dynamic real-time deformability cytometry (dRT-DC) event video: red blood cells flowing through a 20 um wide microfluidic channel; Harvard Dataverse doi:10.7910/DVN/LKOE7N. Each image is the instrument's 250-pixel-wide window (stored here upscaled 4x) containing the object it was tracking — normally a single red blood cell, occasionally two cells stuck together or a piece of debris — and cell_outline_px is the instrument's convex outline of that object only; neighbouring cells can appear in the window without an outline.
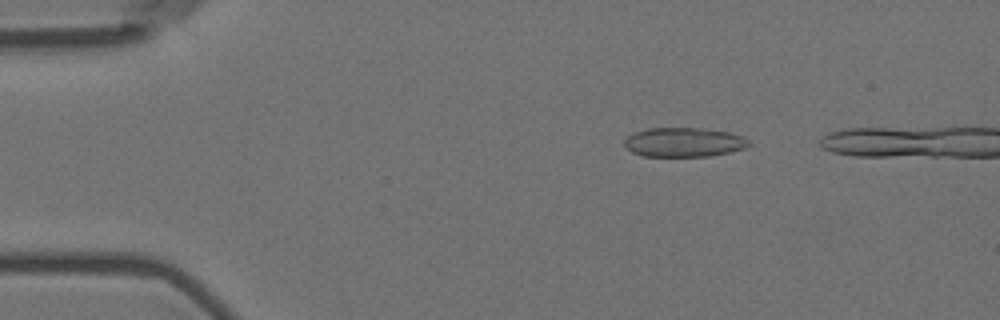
{"species": "Egyptian fruit bat (a non-hibernating species)", "species_latin": "Rousettus aegyptiacus", "temperature_condition": "room temperature", "stored_images_in_passage": 42, "camera_frame_rate_fps": 3000, "um_per_image_px": 0.085, "animal": {"sex": "female"}, "frame": {"image": 1, "passage_image": 1, "time_ms": 0.0, "image_size_px": [1000, 320], "cell_outline_px": [[752, 144], [744, 148], [728, 152], [708, 156], [640, 156], [624, 148], [624, 140], [628, 136], [636, 132], [648, 128], [700, 128], [732, 132], [748, 140]], "centroid_in_image_um": [58.1, 12.09], "position_along_channel_um": 26.9, "area_um2": 21.27}}
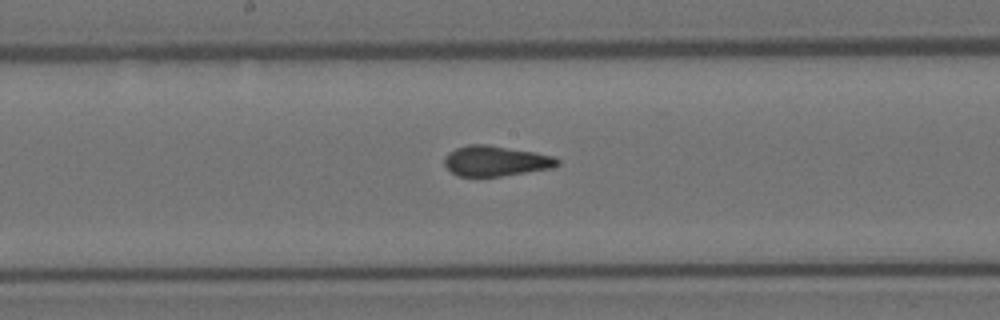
{"frame": {"image": 2, "passage_image": 21, "time_ms": 6.667, "image_size_px": [1000, 320], "cell_outline_px": [[560, 164], [552, 168], [500, 176], [456, 176], [444, 164], [444, 156], [448, 152], [456, 148], [468, 144], [488, 144], [536, 152], [556, 156], [560, 160]], "centroid_in_image_um": [42.15, 13.67], "position_along_channel_um": 206.1, "area_um2": 20.17}}
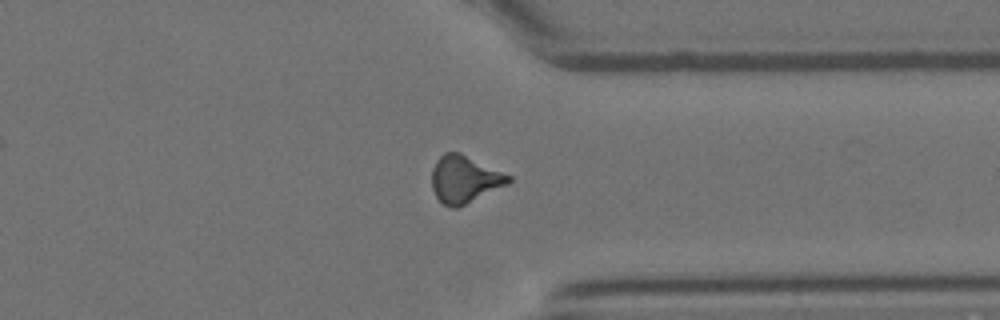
{"frame": {"image": 3, "passage_image": 35, "time_ms": 11.333, "image_size_px": [1000, 320], "cell_outline_px": [[512, 180], [508, 184], [456, 208], [452, 208], [444, 204], [436, 196], [432, 188], [432, 168], [436, 160], [444, 152], [460, 152], [512, 176]], "centroid_in_image_um": [39.48, 15.21], "position_along_channel_um": 371.9, "area_um2": 20.98}, "authors_computed_cell_mechanics": {"area_um2": 20.4034, "velocity_mm_per_s": 3.6109, "shape_relaxation_time_tau1_ms": null, "shape_relaxation_time_tau2_ms": 1.2083, "deformation_change_tau1": null, "deformation_change_tau2": 0.0853}}